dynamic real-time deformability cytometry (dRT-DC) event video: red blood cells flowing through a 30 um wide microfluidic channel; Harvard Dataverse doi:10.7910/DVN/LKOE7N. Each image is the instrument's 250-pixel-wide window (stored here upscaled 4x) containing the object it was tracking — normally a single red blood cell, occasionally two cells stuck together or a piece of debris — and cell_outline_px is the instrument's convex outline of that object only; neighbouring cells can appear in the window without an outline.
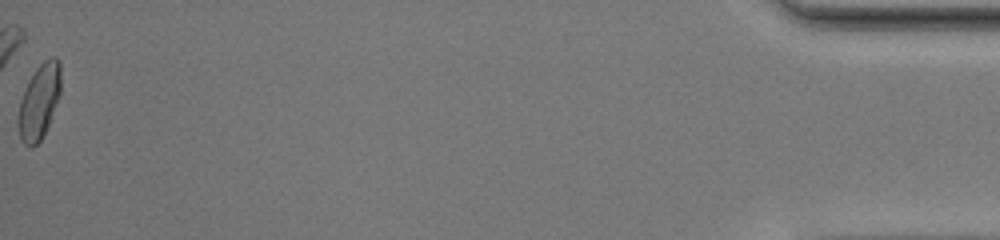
{"species": "common noctule bat (a hibernating species)", "species_latin": "Nyctalus noctula", "temperature_condition": "warm", "stored_images_in_passage": 46, "camera_frame_rate_fps": 3000, "um_per_image_px": 0.085, "animal": {"sex": "female", "body_mass_g": 20.0, "forearm_length_mm": 54.0}, "frame": {"image": 1, "passage_image": 46, "time_ms": 15.0, "image_size_px": [1000, 240], "cell_outline_px": [[60, 92], [48, 124], [40, 140], [32, 148], [28, 148], [20, 140], [16, 120], [20, 100], [36, 68], [44, 60], [52, 56], [56, 56], [60, 60]], "centroid_in_image_um": [3.3, 8.65], "position_along_channel_um": 431.9, "area_um2": 18.44}, "authors_computed_cell_mechanics": {"area_um2": 18.3515, "velocity_mm_per_s": 4.1455, "shape_relaxation_time_tau1_ms": 2.5721, "shape_relaxation_time_tau2_ms": 0.8168, "deformation_change_tau1": 0.1706, "deformation_change_tau2": 0.056}}